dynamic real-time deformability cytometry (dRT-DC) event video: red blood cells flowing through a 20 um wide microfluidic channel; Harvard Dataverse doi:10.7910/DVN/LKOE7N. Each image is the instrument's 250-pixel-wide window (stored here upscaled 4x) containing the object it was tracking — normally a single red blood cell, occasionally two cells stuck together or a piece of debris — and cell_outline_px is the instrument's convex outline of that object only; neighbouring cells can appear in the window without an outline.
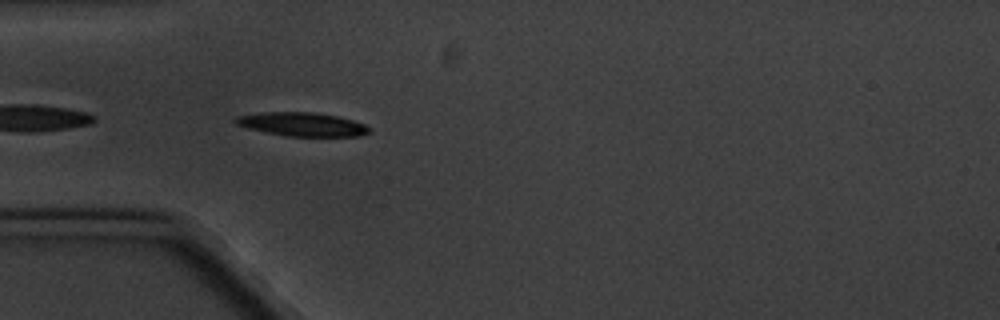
{"species": "common noctule bat (a hibernating species)", "species_latin": "Nyctalus noctula", "temperature_condition": "cold", "stored_images_in_passage": 5, "camera_frame_rate_fps": 3000, "um_per_image_px": 0.085, "animal": {"sex": "male", "body_mass_g": 20.1, "forearm_length_mm": 53.5}, "frame": {"image": 1, "passage_image": 5, "time_ms": 4.667, "image_size_px": [1000, 320], "cell_outline_px": [[372, 132], [360, 136], [288, 136], [264, 132], [248, 128], [236, 124], [232, 120], [236, 116], [260, 112], [316, 112], [336, 116], [352, 120], [364, 124], [372, 128]], "centroid_in_image_um": [25.68, 10.56], "position_along_channel_um": 59.3, "area_um2": 18.61}}